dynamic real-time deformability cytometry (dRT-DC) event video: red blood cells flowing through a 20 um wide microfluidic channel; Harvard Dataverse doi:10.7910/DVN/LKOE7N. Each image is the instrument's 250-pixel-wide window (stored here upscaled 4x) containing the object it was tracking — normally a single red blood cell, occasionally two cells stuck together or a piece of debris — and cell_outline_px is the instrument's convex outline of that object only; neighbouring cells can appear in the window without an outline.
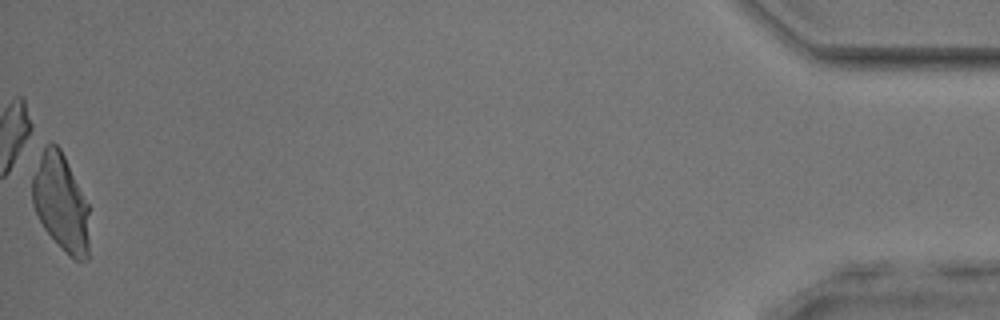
{"species": "common noctule bat (a hibernating species)", "species_latin": "Nyctalus noctula", "temperature_condition": "room temperature", "stored_images_in_passage": 52, "camera_frame_rate_fps": 3000, "um_per_image_px": 0.085, "animal": {"sex": "male", "body_mass_g": 17.9, "forearm_length_mm": 54.2}, "frame": {"image": 1, "passage_image": 52, "time_ms": 17.0, "image_size_px": [1000, 320], "cell_outline_px": [[88, 260], [76, 260], [68, 256], [44, 228], [32, 204], [32, 176], [44, 144], [56, 144], [60, 148], [88, 204]], "centroid_in_image_um": [5.16, 17.24], "position_along_channel_um": 430.0, "area_um2": 31.96}}